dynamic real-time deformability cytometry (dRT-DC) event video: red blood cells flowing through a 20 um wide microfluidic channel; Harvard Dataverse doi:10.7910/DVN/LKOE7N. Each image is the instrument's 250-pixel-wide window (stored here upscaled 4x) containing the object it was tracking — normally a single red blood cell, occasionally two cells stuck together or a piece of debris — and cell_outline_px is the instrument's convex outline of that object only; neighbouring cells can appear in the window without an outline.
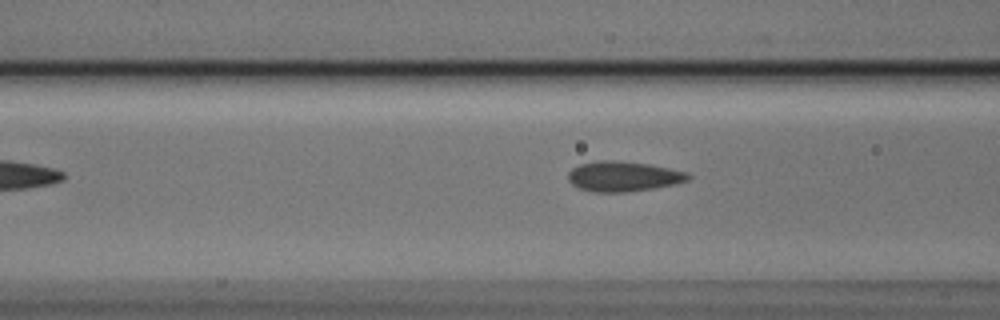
{"species": "Egyptian fruit bat (a non-hibernating species)", "species_latin": "Rousettus aegyptiacus", "temperature_condition": "cold", "stored_images_in_passage": 5, "camera_frame_rate_fps": 3000, "um_per_image_px": 0.085, "animal": {"sex": "male"}, "frame": {"image": 1, "passage_image": 5, "time_ms": 1.333, "image_size_px": [1000, 320], "cell_outline_px": [[692, 176], [688, 180], [672, 184], [652, 188], [628, 192], [596, 192], [580, 188], [572, 184], [568, 180], [568, 172], [572, 168], [580, 164], [596, 160], [612, 160], [648, 164], [688, 172]], "centroid_in_image_um": [52.96, 14.98], "position_along_channel_um": 113.6, "area_um2": 20.92}}